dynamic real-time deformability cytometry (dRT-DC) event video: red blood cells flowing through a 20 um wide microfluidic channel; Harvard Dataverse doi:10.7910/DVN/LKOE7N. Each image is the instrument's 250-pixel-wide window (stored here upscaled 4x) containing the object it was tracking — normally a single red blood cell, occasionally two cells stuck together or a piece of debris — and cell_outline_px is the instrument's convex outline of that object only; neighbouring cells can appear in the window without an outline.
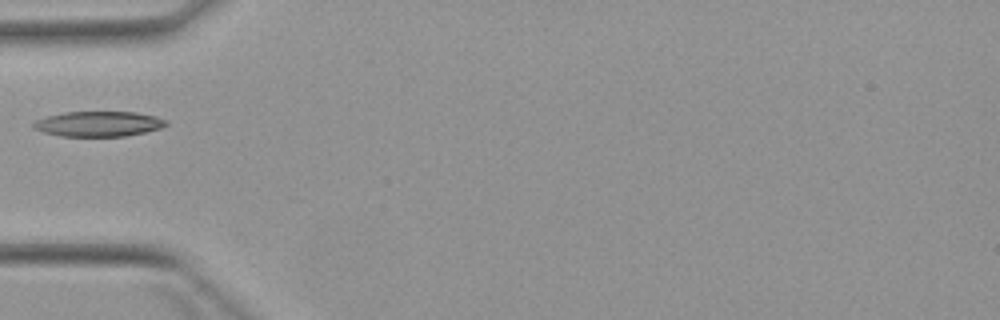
{"species": "Egyptian fruit bat (a non-hibernating species)", "species_latin": "Rousettus aegyptiacus", "temperature_condition": "warm", "stored_images_in_passage": 1, "camera_frame_rate_fps": 3000, "um_per_image_px": 0.085, "animal": {"sex": "female"}, "frame": {"image": 1, "passage_image": 1, "time_ms": 0.0, "image_size_px": [1000, 320], "cell_outline_px": [[168, 124], [160, 128], [144, 132], [124, 136], [60, 136], [44, 132], [32, 128], [32, 124], [36, 120], [48, 116], [64, 112], [136, 112], [156, 116], [168, 120]], "centroid_in_image_um": [8.38, 10.52], "position_along_channel_um": 76.6, "area_um2": 19.42}}